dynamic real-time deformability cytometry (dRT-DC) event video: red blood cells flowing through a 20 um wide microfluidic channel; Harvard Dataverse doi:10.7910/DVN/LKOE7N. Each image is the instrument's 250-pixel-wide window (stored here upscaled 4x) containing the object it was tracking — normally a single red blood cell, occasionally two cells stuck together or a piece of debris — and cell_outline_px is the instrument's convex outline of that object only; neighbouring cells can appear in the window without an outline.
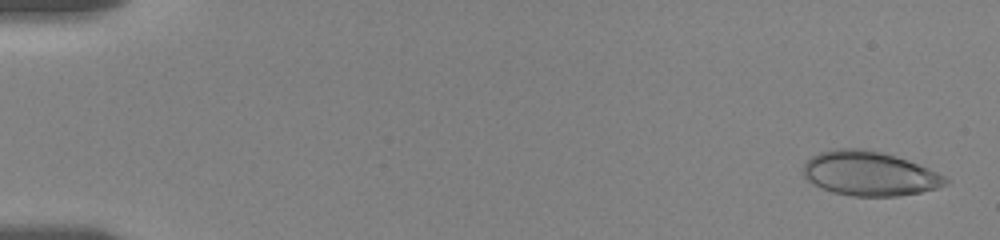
{"species": "human", "species_latin": "Homo sapiens", "temperature_condition": "room temperature", "stored_images_in_passage": 40, "camera_frame_rate_fps": 3000, "um_per_image_px": 0.085, "donor": {"sex": "female"}, "frame": {"image": 1, "passage_image": 1, "time_ms": 0.0, "image_size_px": [1000, 240], "cell_outline_px": [[952, 180], [948, 184], [936, 188], [920, 192], [900, 196], [852, 196], [832, 192], [808, 180], [804, 176], [804, 164], [812, 156], [820, 152], [836, 148], [864, 148], [880, 152], [908, 160], [928, 168]], "centroid_in_image_um": [73.93, 14.75], "position_along_channel_um": 11.1, "area_um2": 36.59}}
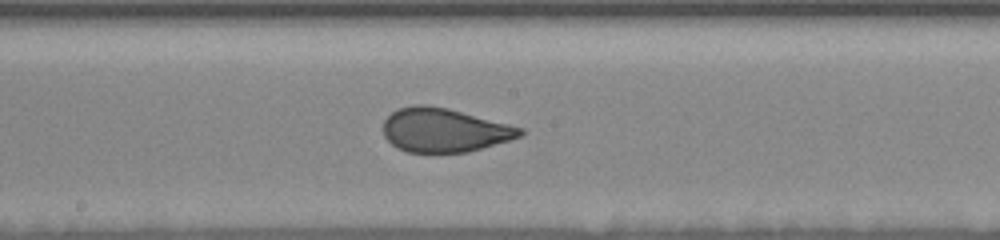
{"frame": {"image": 2, "passage_image": 21, "time_ms": 9.667, "image_size_px": [1000, 240], "cell_outline_px": [[524, 132], [520, 136], [508, 140], [468, 152], [408, 152], [396, 148], [384, 136], [384, 120], [392, 112], [400, 108], [416, 104], [424, 104], [448, 108], [524, 128]], "centroid_in_image_um": [37.74, 11.05], "position_along_channel_um": 210.5, "area_um2": 34.74}}
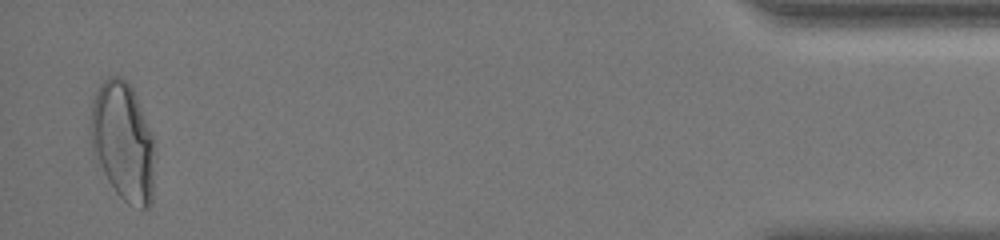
{"frame": {"image": 3, "passage_image": 39, "time_ms": 17.667, "image_size_px": [1000, 240], "cell_outline_px": [[156, 148], [152, 204], [148, 208], [140, 208], [128, 204], [116, 192], [108, 180], [92, 148], [88, 128], [92, 100], [100, 84], [108, 76], [120, 76], [132, 88], [136, 96], [152, 136]], "centroid_in_image_um": [10.46, 12.04], "position_along_channel_um": 424.7, "area_um2": 44.68}, "authors_computed_cell_mechanics": {"area_um2": 35.9227, "velocity_mm_per_s": 3.5938, "shape_relaxation_time_tau1_ms": 10.3386, "shape_relaxation_time_tau2_ms": null, "deformation_change_tau1": 0.231, "deformation_change_tau2": null}}